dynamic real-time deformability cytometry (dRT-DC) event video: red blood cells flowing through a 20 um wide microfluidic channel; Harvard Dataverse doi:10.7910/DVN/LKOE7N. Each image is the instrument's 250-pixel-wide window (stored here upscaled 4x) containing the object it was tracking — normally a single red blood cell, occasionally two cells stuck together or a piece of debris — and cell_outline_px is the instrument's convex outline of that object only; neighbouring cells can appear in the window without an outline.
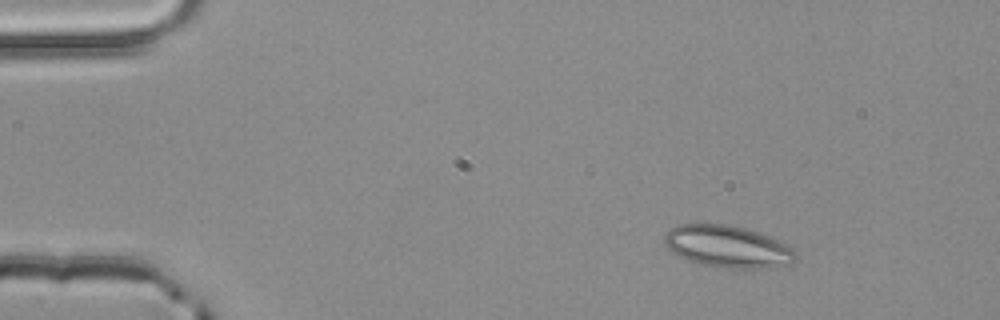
{"species": "common noctule bat (a hibernating species)", "species_latin": "Nyctalus noctula", "temperature_condition": "room temperature", "stored_images_in_passage": 3, "camera_frame_rate_fps": 3000, "um_per_image_px": 0.085, "animal": {"sex": "male", "body_mass_g": 20.4}, "frame": {"image": 1, "passage_image": 1, "time_ms": 0.0, "image_size_px": [1000, 320], "cell_outline_px": [[796, 256], [788, 264], [760, 268], [728, 268], [704, 264], [688, 260], [680, 256], [668, 248], [664, 244], [664, 232], [676, 224], [728, 224], [744, 228], [768, 236], [792, 248], [796, 252]], "centroid_in_image_um": [61.78, 20.94], "position_along_channel_um": 23.2, "area_um2": 31.62}}
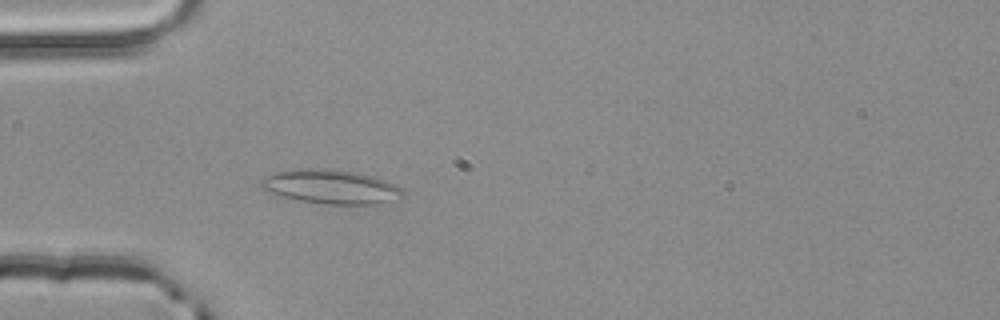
{"frame": {"image": 2, "passage_image": 3, "time_ms": 0.667, "image_size_px": [1000, 320], "cell_outline_px": [[404, 196], [380, 204], [320, 204], [296, 200], [264, 192], [260, 188], [260, 184], [264, 176], [276, 172], [296, 168], [332, 168], [356, 172], [376, 176], [400, 188], [404, 192]], "centroid_in_image_um": [28.06, 15.87], "position_along_channel_um": 56.9, "area_um2": 28.73}}